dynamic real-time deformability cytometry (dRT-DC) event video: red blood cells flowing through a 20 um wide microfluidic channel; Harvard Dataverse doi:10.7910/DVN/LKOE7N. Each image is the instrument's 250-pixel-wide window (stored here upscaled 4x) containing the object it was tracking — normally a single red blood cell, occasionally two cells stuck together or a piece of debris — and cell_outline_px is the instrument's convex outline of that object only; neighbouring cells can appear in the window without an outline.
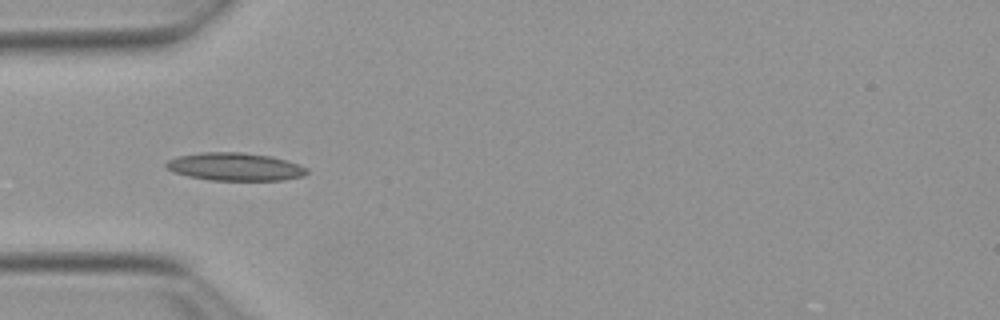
{"species": "Egyptian fruit bat (a non-hibernating species)", "species_latin": "Rousettus aegyptiacus", "temperature_condition": "warm", "stored_images_in_passage": 25, "camera_frame_rate_fps": 3000, "um_per_image_px": 0.085, "animal": {"sex": "female"}, "frame": {"image": 1, "passage_image": 4, "time_ms": 1.0, "image_size_px": [1000, 320], "cell_outline_px": [[308, 172], [304, 176], [284, 180], [208, 180], [188, 176], [172, 172], [164, 168], [164, 164], [168, 160], [176, 156], [200, 152], [240, 152], [272, 156], [288, 160], [308, 168]], "centroid_in_image_um": [19.95, 14.17], "position_along_channel_um": 65.1, "area_um2": 23.24}}
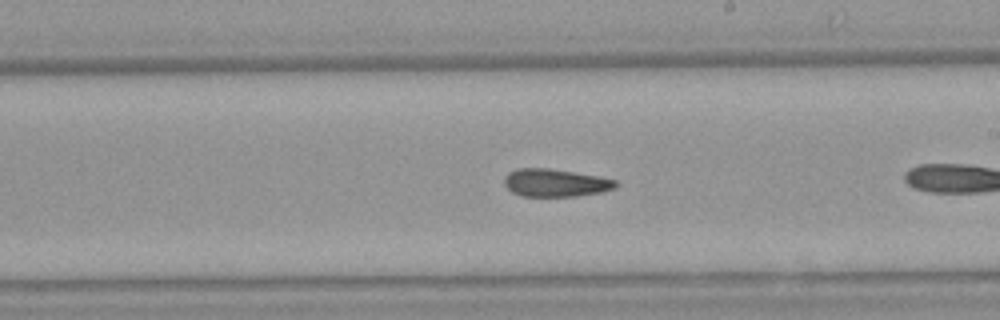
{"frame": {"image": 2, "passage_image": 15, "time_ms": 4.667, "image_size_px": [1000, 320], "cell_outline_px": [[620, 184], [616, 188], [600, 192], [576, 196], [520, 196], [512, 192], [504, 184], [504, 176], [508, 172], [516, 168], [548, 168], [600, 176], [616, 180]], "centroid_in_image_um": [47.21, 15.53], "position_along_channel_um": 241.8, "area_um2": 18.21}}
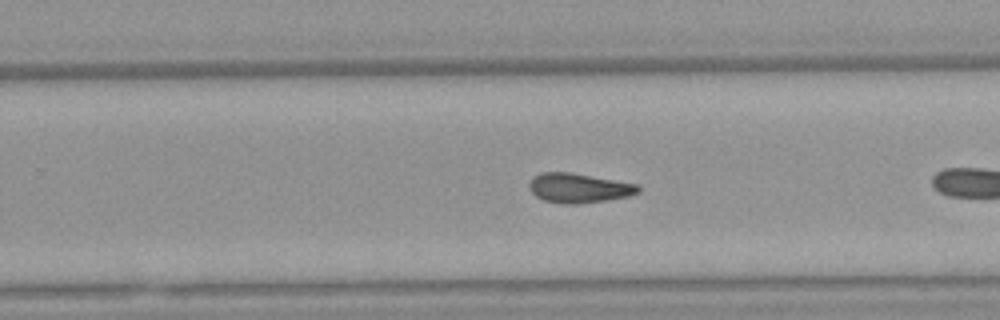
{"frame": {"image": 3, "passage_image": 18, "time_ms": 5.667, "image_size_px": [1000, 320], "cell_outline_px": [[640, 192], [628, 196], [608, 200], [576, 204], [560, 204], [544, 200], [536, 196], [528, 188], [528, 184], [532, 176], [540, 172], [568, 172], [640, 184]], "centroid_in_image_um": [49.18, 15.98], "position_along_channel_um": 280.6, "area_um2": 18.96}}